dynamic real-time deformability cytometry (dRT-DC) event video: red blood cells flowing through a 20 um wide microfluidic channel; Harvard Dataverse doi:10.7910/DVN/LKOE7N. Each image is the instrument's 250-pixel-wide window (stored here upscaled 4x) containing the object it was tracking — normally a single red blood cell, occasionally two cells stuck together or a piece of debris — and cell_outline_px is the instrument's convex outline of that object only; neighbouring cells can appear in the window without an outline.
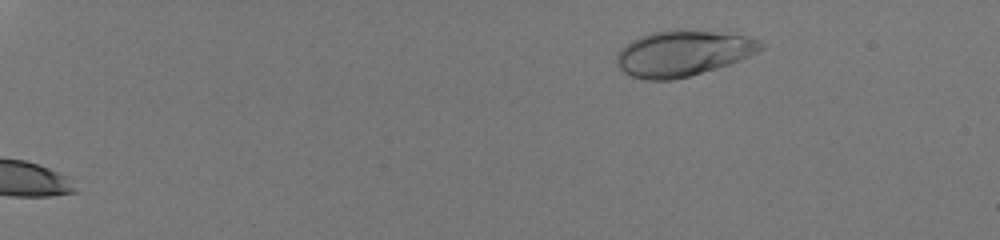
{"species": "human", "species_latin": "Homo sapiens", "temperature_condition": "room temperature", "stored_images_in_passage": 53, "camera_frame_rate_fps": 3000, "um_per_image_px": 0.085, "donor": {"sex": "male"}, "frame": {"image": 1, "passage_image": 7, "time_ms": 2.0, "image_size_px": [1000, 240], "cell_outline_px": [[764, 48], [740, 60], [716, 68], [688, 76], [672, 80], [648, 80], [632, 76], [624, 72], [616, 64], [616, 56], [620, 48], [632, 40], [640, 36], [652, 32], [672, 28], [680, 28], [748, 36], [760, 40], [764, 44]], "centroid_in_image_um": [58.03, 4.51], "position_along_channel_um": 27.0, "area_um2": 38.49}}
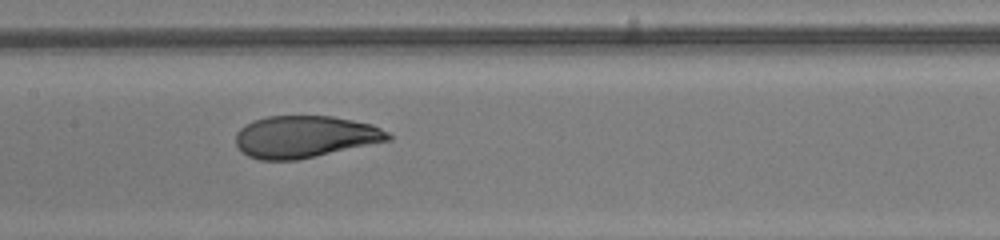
{"frame": {"image": 2, "passage_image": 31, "time_ms": 10.0, "image_size_px": [1000, 240], "cell_outline_px": [[392, 140], [296, 160], [260, 160], [248, 156], [240, 152], [236, 144], [236, 132], [244, 124], [252, 120], [268, 116], [332, 116], [372, 124], [388, 132], [392, 136]], "centroid_in_image_um": [25.89, 11.62], "position_along_channel_um": 181.5, "area_um2": 37.45}}
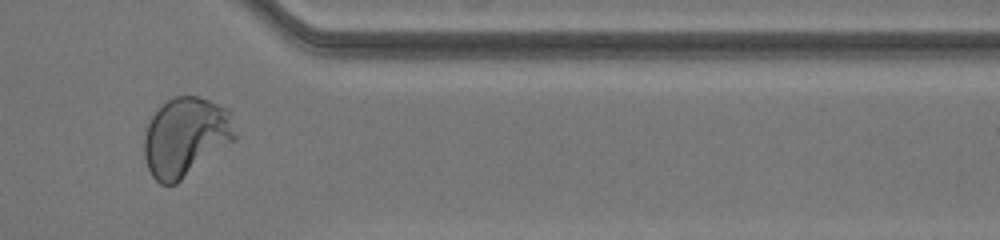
{"frame": {"image": 3, "passage_image": 47, "time_ms": 15.333, "image_size_px": [1000, 240], "cell_outline_px": [[236, 140], [176, 184], [160, 184], [152, 176], [148, 168], [144, 156], [144, 136], [148, 124], [152, 116], [168, 100], [176, 96], [196, 96], [208, 100], [228, 108], [232, 112], [236, 136]], "centroid_in_image_um": [15.81, 11.64], "position_along_channel_um": 395.6, "area_um2": 42.02}, "authors_computed_cell_mechanics": {"area_um2": 37.7434, "velocity_mm_per_s": 4.076, "shape_relaxation_time_tau1_ms": 4.3823, "shape_relaxation_time_tau2_ms": null, "deformation_change_tau1": 0.2156, "deformation_change_tau2": null}}